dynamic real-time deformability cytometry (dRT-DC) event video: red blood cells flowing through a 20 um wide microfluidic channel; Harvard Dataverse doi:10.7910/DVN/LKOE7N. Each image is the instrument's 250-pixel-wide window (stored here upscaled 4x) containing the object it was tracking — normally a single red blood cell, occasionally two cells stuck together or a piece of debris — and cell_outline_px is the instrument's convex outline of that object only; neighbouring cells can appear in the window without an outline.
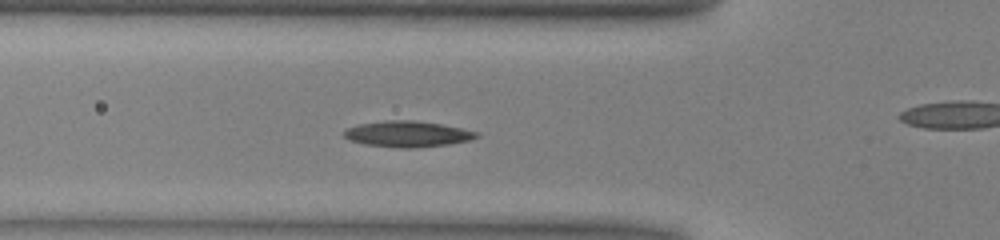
{"species": "common noctule bat (a hibernating species)", "species_latin": "Nyctalus noctula", "temperature_condition": "warm", "stored_images_in_passage": 46, "camera_frame_rate_fps": 3000, "um_per_image_px": 0.085, "animal": {"sex": "male", "body_mass_g": 13.0, "forearm_length_mm": 53.1}, "frame": {"image": 1, "passage_image": 12, "time_ms": 3.667, "image_size_px": [1000, 240], "cell_outline_px": [[480, 136], [468, 140], [448, 144], [408, 148], [400, 148], [364, 144], [348, 140], [344, 136], [344, 132], [348, 128], [360, 124], [384, 120], [412, 120], [440, 124], [480, 132]], "centroid_in_image_um": [34.63, 11.39], "position_along_channel_um": 91.2, "area_um2": 19.83}}
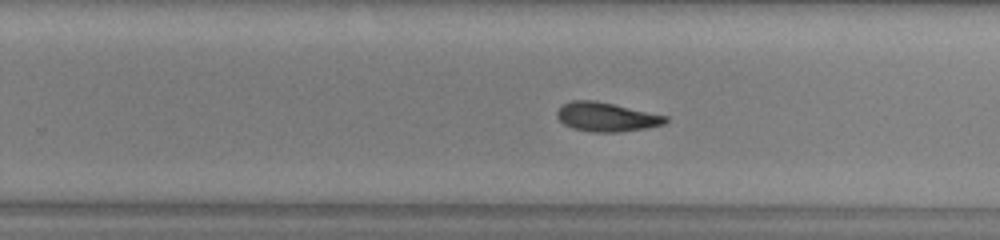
{"frame": {"image": 2, "passage_image": 26, "time_ms": 8.333, "image_size_px": [1000, 240], "cell_outline_px": [[668, 120], [664, 124], [648, 128], [620, 132], [592, 132], [572, 128], [564, 124], [556, 116], [556, 112], [564, 104], [572, 100], [596, 100], [668, 116]], "centroid_in_image_um": [51.56, 9.94], "position_along_channel_um": 278.2, "area_um2": 18.44}}
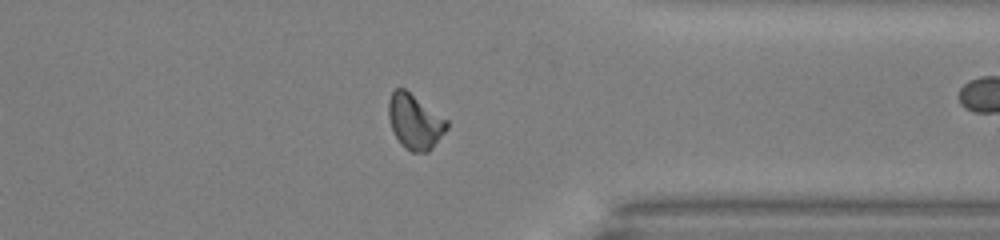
{"frame": {"image": 3, "passage_image": 34, "time_ms": 11.0, "image_size_px": [1000, 240], "cell_outline_px": [[448, 128], [432, 148], [428, 152], [412, 152], [404, 148], [400, 144], [392, 132], [388, 116], [388, 100], [392, 92], [396, 88], [404, 88], [448, 120]], "centroid_in_image_um": [35.24, 10.35], "position_along_channel_um": 376.2, "area_um2": 18.79}, "authors_computed_cell_mechanics": {"area_um2": 18.496, "velocity_mm_per_s": 4.013, "shape_relaxation_time_tau1_ms": 9.6843, "shape_relaxation_time_tau2_ms": 4.306, "deformation_change_tau1": 0.2272, "deformation_change_tau2": 0.1083}}